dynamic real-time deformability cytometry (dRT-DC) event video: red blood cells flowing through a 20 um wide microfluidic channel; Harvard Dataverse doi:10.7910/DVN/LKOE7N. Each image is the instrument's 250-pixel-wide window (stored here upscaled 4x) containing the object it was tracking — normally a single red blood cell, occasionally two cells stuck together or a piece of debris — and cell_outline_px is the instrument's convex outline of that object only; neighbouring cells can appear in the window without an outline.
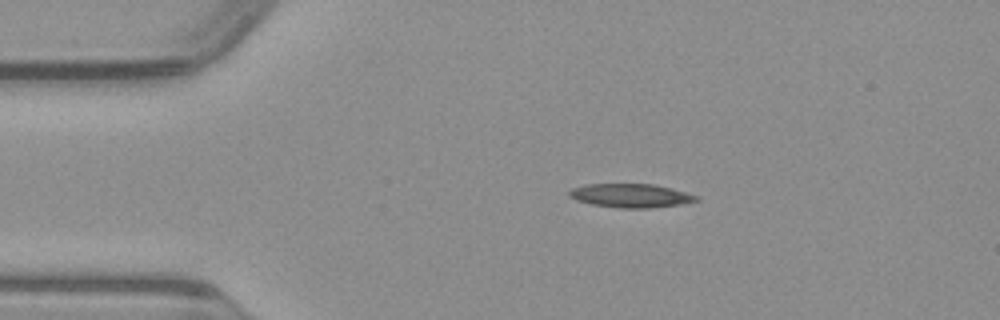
{"species": "common noctule bat (a hibernating species)", "species_latin": "Nyctalus noctula", "temperature_condition": "warm", "stored_images_in_passage": 41, "camera_frame_rate_fps": 3000, "um_per_image_px": 0.085, "animal": {"sex": "male", "body_mass_g": 23.1, "forearm_length_mm": 52.7}, "frame": {"image": 1, "passage_image": 1, "time_ms": 0.0, "image_size_px": [1000, 320], "cell_outline_px": [[700, 200], [680, 204], [648, 208], [620, 208], [592, 204], [576, 200], [568, 196], [568, 192], [572, 188], [584, 184], [652, 184], [672, 188], [700, 196]], "centroid_in_image_um": [53.61, 16.62], "position_along_channel_um": 31.4, "area_um2": 17.63}}
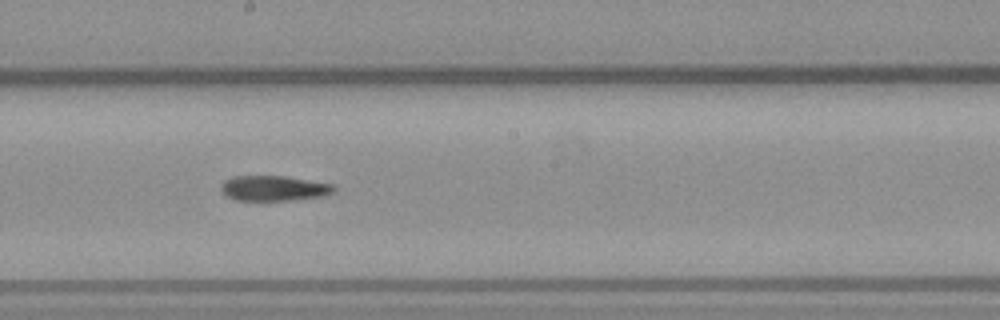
{"frame": {"image": 2, "passage_image": 18, "time_ms": 5.667, "image_size_px": [1000, 320], "cell_outline_px": [[336, 188], [332, 192], [324, 196], [292, 200], [236, 200], [228, 196], [220, 188], [220, 184], [224, 180], [232, 176], [284, 176], [332, 184]], "centroid_in_image_um": [23.26, 16.0], "position_along_channel_um": 224.9, "area_um2": 16.47}}
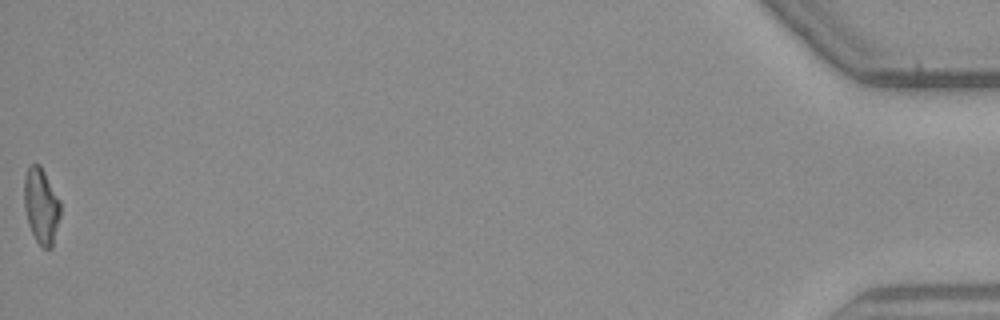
{"frame": {"image": 3, "passage_image": 41, "time_ms": 13.333, "image_size_px": [1000, 320], "cell_outline_px": [[60, 216], [52, 248], [44, 248], [36, 240], [28, 224], [24, 208], [24, 176], [28, 168], [32, 164], [40, 164], [60, 200]], "centroid_in_image_um": [3.5, 17.49], "position_along_channel_um": 431.7, "area_um2": 15.95}}